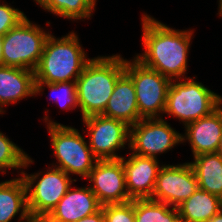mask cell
<instances>
[{
	"label": "cell",
	"mask_w": 222,
	"mask_h": 222,
	"mask_svg": "<svg viewBox=\"0 0 222 222\" xmlns=\"http://www.w3.org/2000/svg\"><path fill=\"white\" fill-rule=\"evenodd\" d=\"M141 21L144 52L134 57L170 80L188 78V54L195 30L170 28L147 13Z\"/></svg>",
	"instance_id": "1"
},
{
	"label": "cell",
	"mask_w": 222,
	"mask_h": 222,
	"mask_svg": "<svg viewBox=\"0 0 222 222\" xmlns=\"http://www.w3.org/2000/svg\"><path fill=\"white\" fill-rule=\"evenodd\" d=\"M125 73V59L119 54L93 57L77 78L76 93L82 119L102 115L117 80Z\"/></svg>",
	"instance_id": "2"
},
{
	"label": "cell",
	"mask_w": 222,
	"mask_h": 222,
	"mask_svg": "<svg viewBox=\"0 0 222 222\" xmlns=\"http://www.w3.org/2000/svg\"><path fill=\"white\" fill-rule=\"evenodd\" d=\"M78 38L74 31L61 38L50 33L34 71L35 82L59 83L77 80L85 65L92 59L87 58Z\"/></svg>",
	"instance_id": "3"
},
{
	"label": "cell",
	"mask_w": 222,
	"mask_h": 222,
	"mask_svg": "<svg viewBox=\"0 0 222 222\" xmlns=\"http://www.w3.org/2000/svg\"><path fill=\"white\" fill-rule=\"evenodd\" d=\"M43 119L49 132L53 155L58 161L50 165L60 168L70 177L77 175L86 179L98 159L83 134L74 127L52 121L47 115Z\"/></svg>",
	"instance_id": "4"
},
{
	"label": "cell",
	"mask_w": 222,
	"mask_h": 222,
	"mask_svg": "<svg viewBox=\"0 0 222 222\" xmlns=\"http://www.w3.org/2000/svg\"><path fill=\"white\" fill-rule=\"evenodd\" d=\"M197 77L171 80L164 113L178 118L184 127L209 115L222 104V97L211 91Z\"/></svg>",
	"instance_id": "5"
},
{
	"label": "cell",
	"mask_w": 222,
	"mask_h": 222,
	"mask_svg": "<svg viewBox=\"0 0 222 222\" xmlns=\"http://www.w3.org/2000/svg\"><path fill=\"white\" fill-rule=\"evenodd\" d=\"M47 170L33 174L22 170L19 174L26 185L28 210L34 222H42L77 181L60 168L48 166Z\"/></svg>",
	"instance_id": "6"
},
{
	"label": "cell",
	"mask_w": 222,
	"mask_h": 222,
	"mask_svg": "<svg viewBox=\"0 0 222 222\" xmlns=\"http://www.w3.org/2000/svg\"><path fill=\"white\" fill-rule=\"evenodd\" d=\"M50 32L24 17L2 36V65L35 71Z\"/></svg>",
	"instance_id": "7"
},
{
	"label": "cell",
	"mask_w": 222,
	"mask_h": 222,
	"mask_svg": "<svg viewBox=\"0 0 222 222\" xmlns=\"http://www.w3.org/2000/svg\"><path fill=\"white\" fill-rule=\"evenodd\" d=\"M125 73L133 81L139 115L142 118H163L171 80L144 66L135 57L125 59Z\"/></svg>",
	"instance_id": "8"
},
{
	"label": "cell",
	"mask_w": 222,
	"mask_h": 222,
	"mask_svg": "<svg viewBox=\"0 0 222 222\" xmlns=\"http://www.w3.org/2000/svg\"><path fill=\"white\" fill-rule=\"evenodd\" d=\"M89 136L88 145L98 160H118L117 151L130 147V126L118 119L92 115L82 119Z\"/></svg>",
	"instance_id": "9"
},
{
	"label": "cell",
	"mask_w": 222,
	"mask_h": 222,
	"mask_svg": "<svg viewBox=\"0 0 222 222\" xmlns=\"http://www.w3.org/2000/svg\"><path fill=\"white\" fill-rule=\"evenodd\" d=\"M178 144H182L181 133L163 118H143L130 126L129 149L134 154L157 159Z\"/></svg>",
	"instance_id": "10"
},
{
	"label": "cell",
	"mask_w": 222,
	"mask_h": 222,
	"mask_svg": "<svg viewBox=\"0 0 222 222\" xmlns=\"http://www.w3.org/2000/svg\"><path fill=\"white\" fill-rule=\"evenodd\" d=\"M198 188L197 178L189 162L162 164L150 199L177 208Z\"/></svg>",
	"instance_id": "11"
},
{
	"label": "cell",
	"mask_w": 222,
	"mask_h": 222,
	"mask_svg": "<svg viewBox=\"0 0 222 222\" xmlns=\"http://www.w3.org/2000/svg\"><path fill=\"white\" fill-rule=\"evenodd\" d=\"M86 179L102 206L132 200L126 190L125 170L120 159L98 160Z\"/></svg>",
	"instance_id": "12"
},
{
	"label": "cell",
	"mask_w": 222,
	"mask_h": 222,
	"mask_svg": "<svg viewBox=\"0 0 222 222\" xmlns=\"http://www.w3.org/2000/svg\"><path fill=\"white\" fill-rule=\"evenodd\" d=\"M120 160L125 170L126 190L129 197L132 200L151 198L161 168L160 160L132 152L128 158L122 157Z\"/></svg>",
	"instance_id": "13"
},
{
	"label": "cell",
	"mask_w": 222,
	"mask_h": 222,
	"mask_svg": "<svg viewBox=\"0 0 222 222\" xmlns=\"http://www.w3.org/2000/svg\"><path fill=\"white\" fill-rule=\"evenodd\" d=\"M182 143L189 142L193 157L215 153L222 136V104L207 116L187 124Z\"/></svg>",
	"instance_id": "14"
},
{
	"label": "cell",
	"mask_w": 222,
	"mask_h": 222,
	"mask_svg": "<svg viewBox=\"0 0 222 222\" xmlns=\"http://www.w3.org/2000/svg\"><path fill=\"white\" fill-rule=\"evenodd\" d=\"M101 207L89 186L81 188L71 186L42 222H76L96 213Z\"/></svg>",
	"instance_id": "15"
},
{
	"label": "cell",
	"mask_w": 222,
	"mask_h": 222,
	"mask_svg": "<svg viewBox=\"0 0 222 222\" xmlns=\"http://www.w3.org/2000/svg\"><path fill=\"white\" fill-rule=\"evenodd\" d=\"M35 96L34 71L20 67L0 66V110L4 106Z\"/></svg>",
	"instance_id": "16"
},
{
	"label": "cell",
	"mask_w": 222,
	"mask_h": 222,
	"mask_svg": "<svg viewBox=\"0 0 222 222\" xmlns=\"http://www.w3.org/2000/svg\"><path fill=\"white\" fill-rule=\"evenodd\" d=\"M102 115L121 120L129 126L143 119L139 115L133 81L126 73L117 80Z\"/></svg>",
	"instance_id": "17"
},
{
	"label": "cell",
	"mask_w": 222,
	"mask_h": 222,
	"mask_svg": "<svg viewBox=\"0 0 222 222\" xmlns=\"http://www.w3.org/2000/svg\"><path fill=\"white\" fill-rule=\"evenodd\" d=\"M18 213V222H34L28 210L26 185L19 175L0 182V222H12Z\"/></svg>",
	"instance_id": "18"
},
{
	"label": "cell",
	"mask_w": 222,
	"mask_h": 222,
	"mask_svg": "<svg viewBox=\"0 0 222 222\" xmlns=\"http://www.w3.org/2000/svg\"><path fill=\"white\" fill-rule=\"evenodd\" d=\"M192 166L199 189L222 199V157L217 153L200 154L193 157Z\"/></svg>",
	"instance_id": "19"
},
{
	"label": "cell",
	"mask_w": 222,
	"mask_h": 222,
	"mask_svg": "<svg viewBox=\"0 0 222 222\" xmlns=\"http://www.w3.org/2000/svg\"><path fill=\"white\" fill-rule=\"evenodd\" d=\"M177 208L181 222H207L222 209V199L198 188Z\"/></svg>",
	"instance_id": "20"
},
{
	"label": "cell",
	"mask_w": 222,
	"mask_h": 222,
	"mask_svg": "<svg viewBox=\"0 0 222 222\" xmlns=\"http://www.w3.org/2000/svg\"><path fill=\"white\" fill-rule=\"evenodd\" d=\"M45 12L72 21L90 19L96 0H34Z\"/></svg>",
	"instance_id": "21"
},
{
	"label": "cell",
	"mask_w": 222,
	"mask_h": 222,
	"mask_svg": "<svg viewBox=\"0 0 222 222\" xmlns=\"http://www.w3.org/2000/svg\"><path fill=\"white\" fill-rule=\"evenodd\" d=\"M135 222H181L178 208L150 198L134 199Z\"/></svg>",
	"instance_id": "22"
},
{
	"label": "cell",
	"mask_w": 222,
	"mask_h": 222,
	"mask_svg": "<svg viewBox=\"0 0 222 222\" xmlns=\"http://www.w3.org/2000/svg\"><path fill=\"white\" fill-rule=\"evenodd\" d=\"M32 163H34L32 158L23 149L0 132V172L2 175L6 174L9 169L25 170Z\"/></svg>",
	"instance_id": "23"
},
{
	"label": "cell",
	"mask_w": 222,
	"mask_h": 222,
	"mask_svg": "<svg viewBox=\"0 0 222 222\" xmlns=\"http://www.w3.org/2000/svg\"><path fill=\"white\" fill-rule=\"evenodd\" d=\"M45 86L51 90V96L55 95V98L52 99L61 108L67 111L79 108L75 81L59 83L35 82V96L40 93L43 94Z\"/></svg>",
	"instance_id": "24"
},
{
	"label": "cell",
	"mask_w": 222,
	"mask_h": 222,
	"mask_svg": "<svg viewBox=\"0 0 222 222\" xmlns=\"http://www.w3.org/2000/svg\"><path fill=\"white\" fill-rule=\"evenodd\" d=\"M105 222H135L134 199L122 204H107L101 207Z\"/></svg>",
	"instance_id": "25"
},
{
	"label": "cell",
	"mask_w": 222,
	"mask_h": 222,
	"mask_svg": "<svg viewBox=\"0 0 222 222\" xmlns=\"http://www.w3.org/2000/svg\"><path fill=\"white\" fill-rule=\"evenodd\" d=\"M26 15L23 11L14 8L0 0V37L15 27Z\"/></svg>",
	"instance_id": "26"
},
{
	"label": "cell",
	"mask_w": 222,
	"mask_h": 222,
	"mask_svg": "<svg viewBox=\"0 0 222 222\" xmlns=\"http://www.w3.org/2000/svg\"><path fill=\"white\" fill-rule=\"evenodd\" d=\"M76 222H105V218L103 215V209L101 208L96 213L86 216Z\"/></svg>",
	"instance_id": "27"
},
{
	"label": "cell",
	"mask_w": 222,
	"mask_h": 222,
	"mask_svg": "<svg viewBox=\"0 0 222 222\" xmlns=\"http://www.w3.org/2000/svg\"><path fill=\"white\" fill-rule=\"evenodd\" d=\"M207 222H222V209Z\"/></svg>",
	"instance_id": "28"
},
{
	"label": "cell",
	"mask_w": 222,
	"mask_h": 222,
	"mask_svg": "<svg viewBox=\"0 0 222 222\" xmlns=\"http://www.w3.org/2000/svg\"><path fill=\"white\" fill-rule=\"evenodd\" d=\"M217 153L222 157V136H221V138L219 140Z\"/></svg>",
	"instance_id": "29"
},
{
	"label": "cell",
	"mask_w": 222,
	"mask_h": 222,
	"mask_svg": "<svg viewBox=\"0 0 222 222\" xmlns=\"http://www.w3.org/2000/svg\"><path fill=\"white\" fill-rule=\"evenodd\" d=\"M218 8V15L222 18V0H219Z\"/></svg>",
	"instance_id": "30"
},
{
	"label": "cell",
	"mask_w": 222,
	"mask_h": 222,
	"mask_svg": "<svg viewBox=\"0 0 222 222\" xmlns=\"http://www.w3.org/2000/svg\"><path fill=\"white\" fill-rule=\"evenodd\" d=\"M2 65V37H0V66Z\"/></svg>",
	"instance_id": "31"
}]
</instances>
